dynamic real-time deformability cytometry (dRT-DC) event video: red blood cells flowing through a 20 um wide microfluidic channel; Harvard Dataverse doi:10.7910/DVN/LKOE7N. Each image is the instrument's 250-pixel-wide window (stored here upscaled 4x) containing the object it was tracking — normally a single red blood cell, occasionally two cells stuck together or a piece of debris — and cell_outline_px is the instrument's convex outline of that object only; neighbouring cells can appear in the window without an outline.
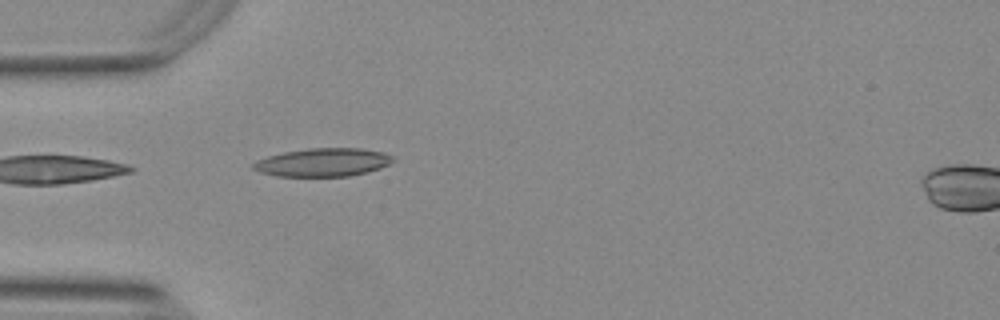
{"species": "Egyptian fruit bat (a non-hibernating species)", "species_latin": "Rousettus aegyptiacus", "temperature_condition": "warm", "stored_images_in_passage": 24, "camera_frame_rate_fps": 3000, "um_per_image_px": 0.085, "animal": {"sex": "female"}, "frame": {"image": 1, "passage_image": 1, "time_ms": 0.0, "image_size_px": [1000, 320], "cell_outline_px": [[396, 160], [380, 168], [348, 176], [276, 176], [260, 172], [252, 168], [252, 164], [256, 160], [268, 156], [284, 152], [308, 148], [364, 148], [384, 152], [392, 156]], "centroid_in_image_um": [27.45, 13.79], "position_along_channel_um": 57.6, "area_um2": 23.0}}
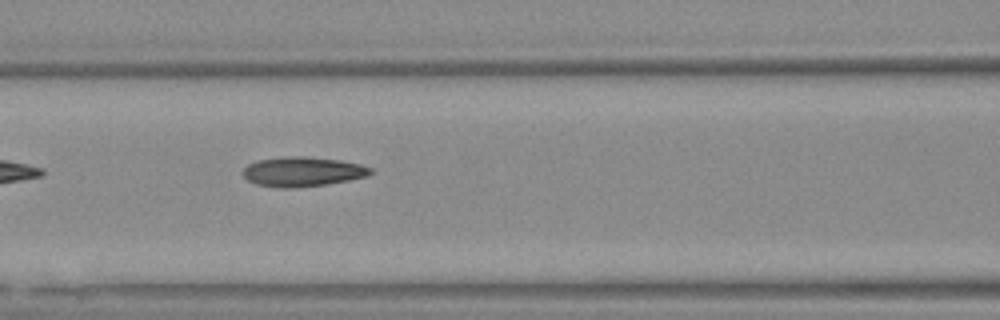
{"frame": {"image": 2, "passage_image": 8, "time_ms": 2.333, "image_size_px": [1000, 320], "cell_outline_px": [[372, 172], [368, 176], [348, 180], [324, 184], [292, 188], [280, 188], [256, 184], [248, 180], [244, 176], [244, 168], [248, 164], [256, 160], [284, 156], [308, 156], [340, 160], [360, 164], [372, 168]], "centroid_in_image_um": [25.71, 14.58], "position_along_channel_um": 140.9, "area_um2": 22.02}}
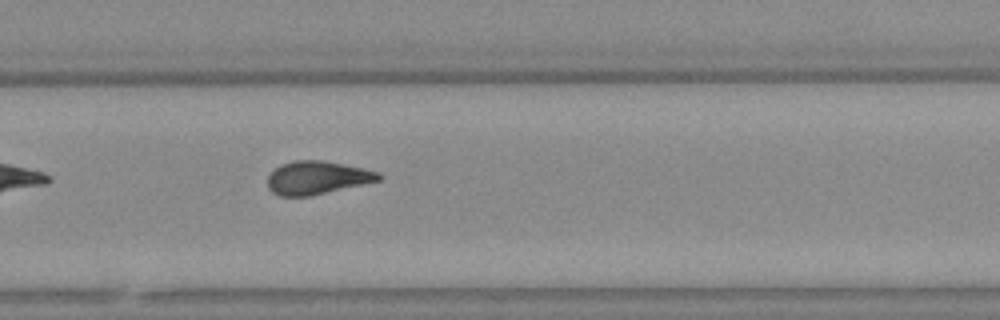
{"frame": {"image": 3, "passage_image": 21, "time_ms": 6.667, "image_size_px": [1000, 320], "cell_outline_px": [[384, 176], [380, 180], [308, 196], [280, 196], [272, 192], [268, 188], [268, 176], [280, 164], [296, 160], [324, 160], [364, 168], [380, 172]], "centroid_in_image_um": [26.96, 15.09], "position_along_channel_um": 302.8, "area_um2": 21.39}}